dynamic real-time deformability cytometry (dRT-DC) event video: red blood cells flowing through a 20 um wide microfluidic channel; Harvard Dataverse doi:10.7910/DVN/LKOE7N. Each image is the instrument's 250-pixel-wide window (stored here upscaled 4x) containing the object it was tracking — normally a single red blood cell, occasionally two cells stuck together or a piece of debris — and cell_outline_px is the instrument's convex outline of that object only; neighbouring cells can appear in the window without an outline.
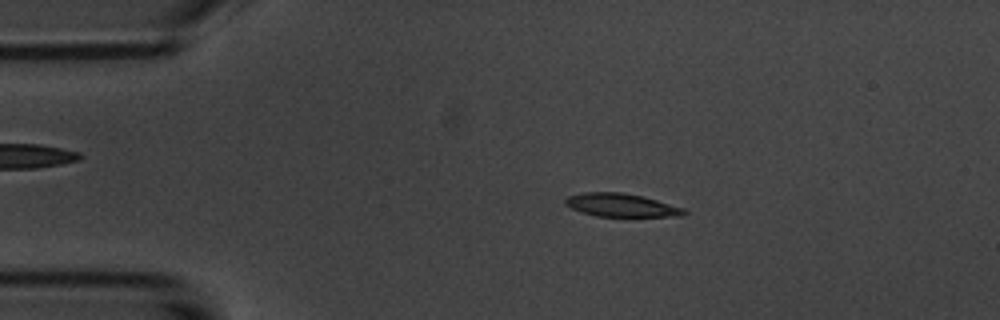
{"species": "common noctule bat (a hibernating species)", "species_latin": "Nyctalus noctula", "temperature_condition": "room temperature", "stored_images_in_passage": 4, "camera_frame_rate_fps": 3000, "um_per_image_px": 0.085, "animal": {"sex": "male", "body_mass_g": 20.1, "forearm_length_mm": 53.5}, "frame": {"image": 1, "passage_image": 2, "time_ms": 1.333, "image_size_px": [1000, 320], "cell_outline_px": [[688, 212], [684, 216], [596, 216], [580, 212], [564, 204], [564, 196], [584, 192], [620, 192], [640, 196], [656, 200], [684, 208]], "centroid_in_image_um": [52.75, 17.43], "position_along_channel_um": 32.2, "area_um2": 16.07}}
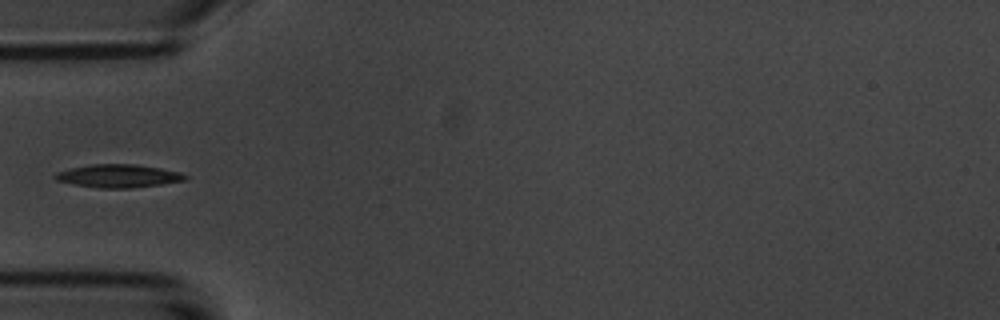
{"frame": {"image": 2, "passage_image": 4, "time_ms": 3.667, "image_size_px": [1000, 320], "cell_outline_px": [[188, 180], [132, 188], [96, 188], [72, 184], [56, 180], [52, 176], [56, 172], [72, 168], [92, 164], [136, 164], [160, 168], [180, 172], [188, 176]], "centroid_in_image_um": [10.06, 14.96], "position_along_channel_um": 74.9, "area_um2": 17.57}}